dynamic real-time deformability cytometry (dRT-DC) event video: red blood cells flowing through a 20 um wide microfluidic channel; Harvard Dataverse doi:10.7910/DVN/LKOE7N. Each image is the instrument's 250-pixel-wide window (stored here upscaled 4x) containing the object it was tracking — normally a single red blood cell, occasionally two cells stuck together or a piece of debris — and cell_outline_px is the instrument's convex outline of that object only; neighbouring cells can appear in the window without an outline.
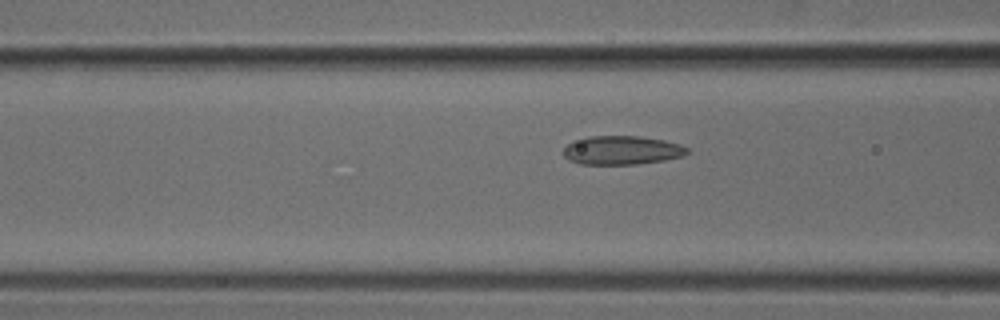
{"species": "common noctule bat (a hibernating species)", "species_latin": "Nyctalus noctula", "temperature_condition": "cold", "stored_images_in_passage": 7, "camera_frame_rate_fps": 3000, "um_per_image_px": 0.085, "animal": {"sex": "male", "body_mass_g": 18.8}, "frame": {"image": 1, "passage_image": 7, "time_ms": 2.0, "image_size_px": [1000, 320], "cell_outline_px": [[692, 152], [684, 156], [664, 160], [636, 164], [580, 164], [568, 160], [564, 156], [564, 148], [572, 140], [588, 136], [640, 136], [664, 140], [680, 144], [688, 148]], "centroid_in_image_um": [52.87, 12.76], "position_along_channel_um": 113.7, "area_um2": 20.98}}